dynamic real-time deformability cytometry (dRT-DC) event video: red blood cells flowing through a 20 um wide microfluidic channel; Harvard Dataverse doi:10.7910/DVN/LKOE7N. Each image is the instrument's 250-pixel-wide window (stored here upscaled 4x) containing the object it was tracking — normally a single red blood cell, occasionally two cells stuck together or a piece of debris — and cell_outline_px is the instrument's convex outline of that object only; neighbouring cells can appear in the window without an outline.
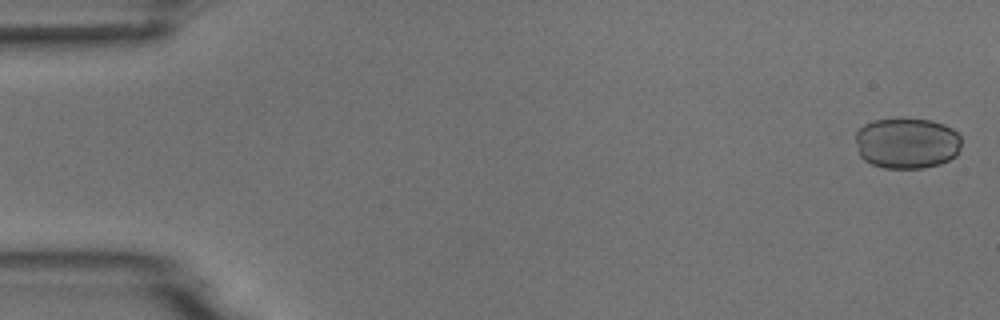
{"species": "common noctule bat (a hibernating species)", "species_latin": "Nyctalus noctula", "temperature_condition": "room temperature", "stored_images_in_passage": 4, "camera_frame_rate_fps": 3000, "um_per_image_px": 0.085, "animal": {"sex": "male", "body_mass_g": 18.8}, "frame": {"image": 1, "passage_image": 1, "time_ms": 0.0, "image_size_px": [1000, 320], "cell_outline_px": [[960, 148], [956, 156], [940, 164], [924, 168], [884, 168], [872, 164], [864, 160], [860, 156], [856, 140], [856, 132], [864, 124], [876, 120], [900, 116], [932, 120], [944, 124], [952, 128], [960, 136]], "centroid_in_image_um": [77.09, 12.14], "position_along_channel_um": 7.9, "area_um2": 32.02}}